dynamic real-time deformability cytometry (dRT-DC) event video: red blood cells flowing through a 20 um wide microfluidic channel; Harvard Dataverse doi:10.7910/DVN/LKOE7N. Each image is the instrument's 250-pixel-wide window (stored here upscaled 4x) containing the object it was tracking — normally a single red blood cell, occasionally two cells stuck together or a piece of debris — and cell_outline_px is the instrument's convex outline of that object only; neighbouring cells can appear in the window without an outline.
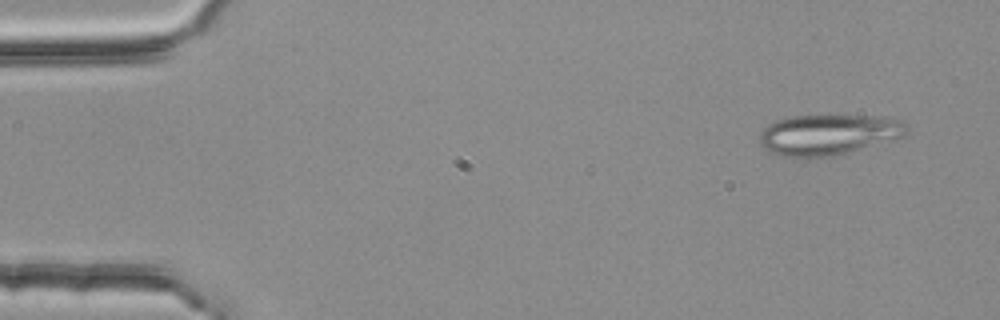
{"species": "common noctule bat (a hibernating species)", "species_latin": "Nyctalus noctula", "temperature_condition": "room temperature", "stored_images_in_passage": 4, "camera_frame_rate_fps": 3000, "um_per_image_px": 0.085, "animal": {"sex": "female", "body_mass_g": 25.1}, "frame": {"image": 1, "passage_image": 1, "time_ms": 0.0, "image_size_px": [1000, 320], "cell_outline_px": [[908, 132], [904, 136], [844, 152], [824, 156], [784, 156], [772, 152], [764, 148], [760, 144], [760, 132], [768, 124], [776, 120], [792, 116], [884, 116], [904, 120], [908, 128]], "centroid_in_image_um": [70.42, 11.4], "position_along_channel_um": 14.6, "area_um2": 34.04}}